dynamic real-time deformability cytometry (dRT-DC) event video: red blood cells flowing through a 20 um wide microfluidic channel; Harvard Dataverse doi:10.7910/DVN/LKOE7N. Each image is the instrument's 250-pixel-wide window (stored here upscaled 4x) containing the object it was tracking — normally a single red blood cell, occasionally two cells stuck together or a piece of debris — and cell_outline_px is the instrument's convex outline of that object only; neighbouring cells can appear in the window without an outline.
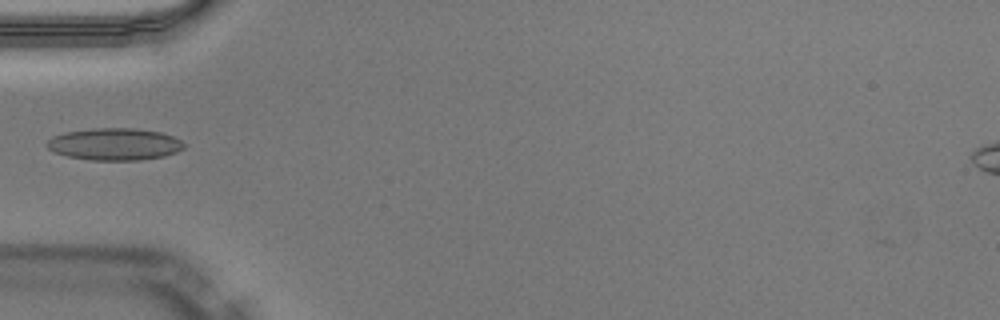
{"species": "Egyptian fruit bat (a non-hibernating species)", "species_latin": "Rousettus aegyptiacus", "temperature_condition": "warm", "stored_images_in_passage": 34, "camera_frame_rate_fps": 3000, "um_per_image_px": 0.085, "animal": {"sex": "male"}, "frame": {"image": 1, "passage_image": 1, "time_ms": 0.0, "image_size_px": [1000, 320], "cell_outline_px": [[188, 144], [184, 148], [176, 152], [164, 156], [140, 160], [92, 160], [68, 156], [56, 152], [48, 148], [44, 144], [52, 136], [64, 132], [92, 128], [132, 128], [160, 132], [172, 136]], "centroid_in_image_um": [9.74, 12.25], "position_along_channel_um": 75.3, "area_um2": 25.66}}
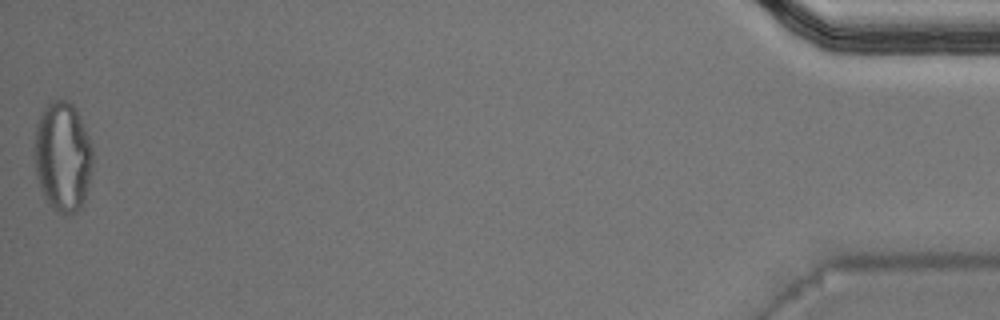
{"frame": {"image": 2, "passage_image": 34, "time_ms": 11.0, "image_size_px": [1000, 320], "cell_outline_px": [[92, 164], [88, 184], [84, 200], [80, 208], [76, 212], [68, 216], [64, 216], [52, 208], [48, 204], [36, 176], [32, 148], [36, 124], [44, 108], [48, 104], [56, 100], [64, 100], [72, 104], [76, 108], [80, 116], [88, 136], [92, 148]], "centroid_in_image_um": [5.3, 13.33], "position_along_channel_um": 429.9, "area_um2": 37.69}}